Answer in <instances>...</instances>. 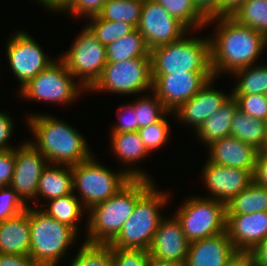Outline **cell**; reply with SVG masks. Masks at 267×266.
Masks as SVG:
<instances>
[{
  "label": "cell",
  "mask_w": 267,
  "mask_h": 266,
  "mask_svg": "<svg viewBox=\"0 0 267 266\" xmlns=\"http://www.w3.org/2000/svg\"><path fill=\"white\" fill-rule=\"evenodd\" d=\"M210 24H213L209 37L214 77L232 75L237 70L261 63L260 57L262 59L266 51L264 34L238 23L231 16L210 19L206 27H211Z\"/></svg>",
  "instance_id": "6da1fadb"
},
{
  "label": "cell",
  "mask_w": 267,
  "mask_h": 266,
  "mask_svg": "<svg viewBox=\"0 0 267 266\" xmlns=\"http://www.w3.org/2000/svg\"><path fill=\"white\" fill-rule=\"evenodd\" d=\"M26 115V126L33 138L27 140L44 155L48 164L73 166L94 155L87 139L69 122L47 113Z\"/></svg>",
  "instance_id": "7a4b0ae2"
},
{
  "label": "cell",
  "mask_w": 267,
  "mask_h": 266,
  "mask_svg": "<svg viewBox=\"0 0 267 266\" xmlns=\"http://www.w3.org/2000/svg\"><path fill=\"white\" fill-rule=\"evenodd\" d=\"M155 182L148 179H131L115 195L92 206L87 211L83 242L108 245L132 214L137 200Z\"/></svg>",
  "instance_id": "3957f363"
},
{
  "label": "cell",
  "mask_w": 267,
  "mask_h": 266,
  "mask_svg": "<svg viewBox=\"0 0 267 266\" xmlns=\"http://www.w3.org/2000/svg\"><path fill=\"white\" fill-rule=\"evenodd\" d=\"M155 182L136 202L132 214L123 224L118 235L108 244L120 249L149 250L158 228L162 210L169 206L172 195L160 189Z\"/></svg>",
  "instance_id": "277c9868"
},
{
  "label": "cell",
  "mask_w": 267,
  "mask_h": 266,
  "mask_svg": "<svg viewBox=\"0 0 267 266\" xmlns=\"http://www.w3.org/2000/svg\"><path fill=\"white\" fill-rule=\"evenodd\" d=\"M29 223V256L40 266H58L63 263V260L69 258L72 246L80 239L72 227L59 222L32 204L29 205Z\"/></svg>",
  "instance_id": "5b68a950"
},
{
  "label": "cell",
  "mask_w": 267,
  "mask_h": 266,
  "mask_svg": "<svg viewBox=\"0 0 267 266\" xmlns=\"http://www.w3.org/2000/svg\"><path fill=\"white\" fill-rule=\"evenodd\" d=\"M194 33L197 31H189L175 42L151 49V74L212 72L210 34L191 37Z\"/></svg>",
  "instance_id": "8992f818"
},
{
  "label": "cell",
  "mask_w": 267,
  "mask_h": 266,
  "mask_svg": "<svg viewBox=\"0 0 267 266\" xmlns=\"http://www.w3.org/2000/svg\"><path fill=\"white\" fill-rule=\"evenodd\" d=\"M98 159L93 155L88 160L71 166L73 193L87 210L115 195L131 180L121 168L111 170Z\"/></svg>",
  "instance_id": "52a82bcc"
},
{
  "label": "cell",
  "mask_w": 267,
  "mask_h": 266,
  "mask_svg": "<svg viewBox=\"0 0 267 266\" xmlns=\"http://www.w3.org/2000/svg\"><path fill=\"white\" fill-rule=\"evenodd\" d=\"M86 92L85 88L68 71L64 62L58 57L46 69L39 72L19 91L24 101H38L53 105H66L78 101V96ZM69 105V106H67Z\"/></svg>",
  "instance_id": "ba28073f"
},
{
  "label": "cell",
  "mask_w": 267,
  "mask_h": 266,
  "mask_svg": "<svg viewBox=\"0 0 267 266\" xmlns=\"http://www.w3.org/2000/svg\"><path fill=\"white\" fill-rule=\"evenodd\" d=\"M152 91L151 58H130L123 62L107 63L100 78L87 93H114L136 96Z\"/></svg>",
  "instance_id": "9c48e42d"
},
{
  "label": "cell",
  "mask_w": 267,
  "mask_h": 266,
  "mask_svg": "<svg viewBox=\"0 0 267 266\" xmlns=\"http://www.w3.org/2000/svg\"><path fill=\"white\" fill-rule=\"evenodd\" d=\"M202 196L186 198L174 212L190 243L226 231V204Z\"/></svg>",
  "instance_id": "30bf717a"
},
{
  "label": "cell",
  "mask_w": 267,
  "mask_h": 266,
  "mask_svg": "<svg viewBox=\"0 0 267 266\" xmlns=\"http://www.w3.org/2000/svg\"><path fill=\"white\" fill-rule=\"evenodd\" d=\"M81 29L68 50L58 56L73 77L88 91L100 78L107 64L106 46L99 42L87 25Z\"/></svg>",
  "instance_id": "8fae6325"
},
{
  "label": "cell",
  "mask_w": 267,
  "mask_h": 266,
  "mask_svg": "<svg viewBox=\"0 0 267 266\" xmlns=\"http://www.w3.org/2000/svg\"><path fill=\"white\" fill-rule=\"evenodd\" d=\"M6 40V63H8L16 80L18 91L32 80L39 72L46 69L57 57H49L37 39L26 30H15Z\"/></svg>",
  "instance_id": "7c38bea8"
},
{
  "label": "cell",
  "mask_w": 267,
  "mask_h": 266,
  "mask_svg": "<svg viewBox=\"0 0 267 266\" xmlns=\"http://www.w3.org/2000/svg\"><path fill=\"white\" fill-rule=\"evenodd\" d=\"M151 76L152 92L171 112L191 99L214 77L213 72H179Z\"/></svg>",
  "instance_id": "4fadbf2b"
},
{
  "label": "cell",
  "mask_w": 267,
  "mask_h": 266,
  "mask_svg": "<svg viewBox=\"0 0 267 266\" xmlns=\"http://www.w3.org/2000/svg\"><path fill=\"white\" fill-rule=\"evenodd\" d=\"M137 30L148 48L169 44L181 39L189 30L173 18L154 0H144Z\"/></svg>",
  "instance_id": "5bb4252c"
},
{
  "label": "cell",
  "mask_w": 267,
  "mask_h": 266,
  "mask_svg": "<svg viewBox=\"0 0 267 266\" xmlns=\"http://www.w3.org/2000/svg\"><path fill=\"white\" fill-rule=\"evenodd\" d=\"M14 152L15 168L10 187L29 206V203H33L36 199L39 179L48 162L26 139L14 148Z\"/></svg>",
  "instance_id": "9a60e30c"
},
{
  "label": "cell",
  "mask_w": 267,
  "mask_h": 266,
  "mask_svg": "<svg viewBox=\"0 0 267 266\" xmlns=\"http://www.w3.org/2000/svg\"><path fill=\"white\" fill-rule=\"evenodd\" d=\"M202 185L208 192L203 197L212 198L226 205L253 182L252 173L241 168L226 167L205 160L200 171Z\"/></svg>",
  "instance_id": "2e32d148"
},
{
  "label": "cell",
  "mask_w": 267,
  "mask_h": 266,
  "mask_svg": "<svg viewBox=\"0 0 267 266\" xmlns=\"http://www.w3.org/2000/svg\"><path fill=\"white\" fill-rule=\"evenodd\" d=\"M217 77H212L187 102L180 105L173 113L174 118L179 124L192 127V131L195 133L201 124L206 121L210 115L220 109V107L232 96L231 90L228 93L223 89H216Z\"/></svg>",
  "instance_id": "e0dca14e"
},
{
  "label": "cell",
  "mask_w": 267,
  "mask_h": 266,
  "mask_svg": "<svg viewBox=\"0 0 267 266\" xmlns=\"http://www.w3.org/2000/svg\"><path fill=\"white\" fill-rule=\"evenodd\" d=\"M189 244L177 217L166 214L158 225L148 252L154 259L185 262Z\"/></svg>",
  "instance_id": "ac0fdd59"
},
{
  "label": "cell",
  "mask_w": 267,
  "mask_h": 266,
  "mask_svg": "<svg viewBox=\"0 0 267 266\" xmlns=\"http://www.w3.org/2000/svg\"><path fill=\"white\" fill-rule=\"evenodd\" d=\"M226 233L237 252H251L267 236V211L226 215Z\"/></svg>",
  "instance_id": "d6986e66"
},
{
  "label": "cell",
  "mask_w": 267,
  "mask_h": 266,
  "mask_svg": "<svg viewBox=\"0 0 267 266\" xmlns=\"http://www.w3.org/2000/svg\"><path fill=\"white\" fill-rule=\"evenodd\" d=\"M109 142L111 145L109 151L119 160V163L121 162V165L124 166H121V169L131 179L157 181L144 168L142 169V166H137V162L139 164L140 160L142 161L150 156L138 131L110 134Z\"/></svg>",
  "instance_id": "ffe728a7"
},
{
  "label": "cell",
  "mask_w": 267,
  "mask_h": 266,
  "mask_svg": "<svg viewBox=\"0 0 267 266\" xmlns=\"http://www.w3.org/2000/svg\"><path fill=\"white\" fill-rule=\"evenodd\" d=\"M207 160L211 163L232 168L248 170L253 174L258 150L253 146L235 138L226 136L206 147Z\"/></svg>",
  "instance_id": "44dd1931"
},
{
  "label": "cell",
  "mask_w": 267,
  "mask_h": 266,
  "mask_svg": "<svg viewBox=\"0 0 267 266\" xmlns=\"http://www.w3.org/2000/svg\"><path fill=\"white\" fill-rule=\"evenodd\" d=\"M238 252L226 231L189 244L186 266H224Z\"/></svg>",
  "instance_id": "7402d4cb"
},
{
  "label": "cell",
  "mask_w": 267,
  "mask_h": 266,
  "mask_svg": "<svg viewBox=\"0 0 267 266\" xmlns=\"http://www.w3.org/2000/svg\"><path fill=\"white\" fill-rule=\"evenodd\" d=\"M71 193H73L72 167L69 165L47 164L41 173L36 199L32 204L33 207H40L44 205L45 201ZM40 202L41 205H38Z\"/></svg>",
  "instance_id": "603a6c76"
},
{
  "label": "cell",
  "mask_w": 267,
  "mask_h": 266,
  "mask_svg": "<svg viewBox=\"0 0 267 266\" xmlns=\"http://www.w3.org/2000/svg\"><path fill=\"white\" fill-rule=\"evenodd\" d=\"M29 206L18 216L0 222V253L29 255Z\"/></svg>",
  "instance_id": "cb8c5ba5"
},
{
  "label": "cell",
  "mask_w": 267,
  "mask_h": 266,
  "mask_svg": "<svg viewBox=\"0 0 267 266\" xmlns=\"http://www.w3.org/2000/svg\"><path fill=\"white\" fill-rule=\"evenodd\" d=\"M237 109V102L234 97L231 96L220 109L210 115L194 133L197 142L199 141L207 147L216 140L229 136L233 115Z\"/></svg>",
  "instance_id": "d4e9b609"
},
{
  "label": "cell",
  "mask_w": 267,
  "mask_h": 266,
  "mask_svg": "<svg viewBox=\"0 0 267 266\" xmlns=\"http://www.w3.org/2000/svg\"><path fill=\"white\" fill-rule=\"evenodd\" d=\"M40 208L59 222L72 227L79 235L81 233L79 221L81 218L85 219L83 216L88 214V210L74 193L49 200Z\"/></svg>",
  "instance_id": "484cf974"
},
{
  "label": "cell",
  "mask_w": 267,
  "mask_h": 266,
  "mask_svg": "<svg viewBox=\"0 0 267 266\" xmlns=\"http://www.w3.org/2000/svg\"><path fill=\"white\" fill-rule=\"evenodd\" d=\"M106 56L107 63L123 62L130 58L150 57V49L135 28L131 33L106 46Z\"/></svg>",
  "instance_id": "4316f807"
},
{
  "label": "cell",
  "mask_w": 267,
  "mask_h": 266,
  "mask_svg": "<svg viewBox=\"0 0 267 266\" xmlns=\"http://www.w3.org/2000/svg\"><path fill=\"white\" fill-rule=\"evenodd\" d=\"M232 75L231 79L236 80L232 95L264 94L267 90V62L237 70Z\"/></svg>",
  "instance_id": "83f0119b"
},
{
  "label": "cell",
  "mask_w": 267,
  "mask_h": 266,
  "mask_svg": "<svg viewBox=\"0 0 267 266\" xmlns=\"http://www.w3.org/2000/svg\"><path fill=\"white\" fill-rule=\"evenodd\" d=\"M230 135L253 146L259 152L264 151L265 121L252 118L237 109L233 115Z\"/></svg>",
  "instance_id": "f1b7e54d"
},
{
  "label": "cell",
  "mask_w": 267,
  "mask_h": 266,
  "mask_svg": "<svg viewBox=\"0 0 267 266\" xmlns=\"http://www.w3.org/2000/svg\"><path fill=\"white\" fill-rule=\"evenodd\" d=\"M226 215L267 211V188L252 182L226 205Z\"/></svg>",
  "instance_id": "f546056e"
},
{
  "label": "cell",
  "mask_w": 267,
  "mask_h": 266,
  "mask_svg": "<svg viewBox=\"0 0 267 266\" xmlns=\"http://www.w3.org/2000/svg\"><path fill=\"white\" fill-rule=\"evenodd\" d=\"M173 18L180 21L189 31H200L207 20L194 7L192 0H154Z\"/></svg>",
  "instance_id": "4dcf8cb0"
},
{
  "label": "cell",
  "mask_w": 267,
  "mask_h": 266,
  "mask_svg": "<svg viewBox=\"0 0 267 266\" xmlns=\"http://www.w3.org/2000/svg\"><path fill=\"white\" fill-rule=\"evenodd\" d=\"M143 1L141 0H108L104 3L98 16L103 20L124 21L137 28Z\"/></svg>",
  "instance_id": "1f68e13d"
},
{
  "label": "cell",
  "mask_w": 267,
  "mask_h": 266,
  "mask_svg": "<svg viewBox=\"0 0 267 266\" xmlns=\"http://www.w3.org/2000/svg\"><path fill=\"white\" fill-rule=\"evenodd\" d=\"M230 16L238 23L267 35V0H246Z\"/></svg>",
  "instance_id": "d6a6232c"
},
{
  "label": "cell",
  "mask_w": 267,
  "mask_h": 266,
  "mask_svg": "<svg viewBox=\"0 0 267 266\" xmlns=\"http://www.w3.org/2000/svg\"><path fill=\"white\" fill-rule=\"evenodd\" d=\"M151 93L137 95L130 102L136 112V131L158 122L168 112L158 97L152 91Z\"/></svg>",
  "instance_id": "836d02e7"
},
{
  "label": "cell",
  "mask_w": 267,
  "mask_h": 266,
  "mask_svg": "<svg viewBox=\"0 0 267 266\" xmlns=\"http://www.w3.org/2000/svg\"><path fill=\"white\" fill-rule=\"evenodd\" d=\"M85 22L92 32L96 35L99 42L108 46L117 39L131 33L135 27L124 21L103 20L98 15L85 19Z\"/></svg>",
  "instance_id": "e575fe53"
},
{
  "label": "cell",
  "mask_w": 267,
  "mask_h": 266,
  "mask_svg": "<svg viewBox=\"0 0 267 266\" xmlns=\"http://www.w3.org/2000/svg\"><path fill=\"white\" fill-rule=\"evenodd\" d=\"M68 266H113L111 247L82 242Z\"/></svg>",
  "instance_id": "d590c367"
},
{
  "label": "cell",
  "mask_w": 267,
  "mask_h": 266,
  "mask_svg": "<svg viewBox=\"0 0 267 266\" xmlns=\"http://www.w3.org/2000/svg\"><path fill=\"white\" fill-rule=\"evenodd\" d=\"M169 116L174 118V113L168 111L158 122L138 129L142 142L150 154L169 144L168 141L172 136Z\"/></svg>",
  "instance_id": "8d00e7d4"
},
{
  "label": "cell",
  "mask_w": 267,
  "mask_h": 266,
  "mask_svg": "<svg viewBox=\"0 0 267 266\" xmlns=\"http://www.w3.org/2000/svg\"><path fill=\"white\" fill-rule=\"evenodd\" d=\"M27 207L10 186L0 187V222L18 216Z\"/></svg>",
  "instance_id": "74e56055"
},
{
  "label": "cell",
  "mask_w": 267,
  "mask_h": 266,
  "mask_svg": "<svg viewBox=\"0 0 267 266\" xmlns=\"http://www.w3.org/2000/svg\"><path fill=\"white\" fill-rule=\"evenodd\" d=\"M237 102L238 109L259 120L267 119V99L264 94L232 95Z\"/></svg>",
  "instance_id": "f35d334b"
},
{
  "label": "cell",
  "mask_w": 267,
  "mask_h": 266,
  "mask_svg": "<svg viewBox=\"0 0 267 266\" xmlns=\"http://www.w3.org/2000/svg\"><path fill=\"white\" fill-rule=\"evenodd\" d=\"M113 266H148L150 255L143 249H120L111 247Z\"/></svg>",
  "instance_id": "ab89813d"
},
{
  "label": "cell",
  "mask_w": 267,
  "mask_h": 266,
  "mask_svg": "<svg viewBox=\"0 0 267 266\" xmlns=\"http://www.w3.org/2000/svg\"><path fill=\"white\" fill-rule=\"evenodd\" d=\"M108 0H69L66 7L61 12L73 18L84 19L98 15Z\"/></svg>",
  "instance_id": "60d3db41"
},
{
  "label": "cell",
  "mask_w": 267,
  "mask_h": 266,
  "mask_svg": "<svg viewBox=\"0 0 267 266\" xmlns=\"http://www.w3.org/2000/svg\"><path fill=\"white\" fill-rule=\"evenodd\" d=\"M116 114L119 121L114 122L109 134L136 131V112L130 102L118 105Z\"/></svg>",
  "instance_id": "b9f144b4"
},
{
  "label": "cell",
  "mask_w": 267,
  "mask_h": 266,
  "mask_svg": "<svg viewBox=\"0 0 267 266\" xmlns=\"http://www.w3.org/2000/svg\"><path fill=\"white\" fill-rule=\"evenodd\" d=\"M14 117H11L8 111L3 112L0 110V151L14 149L16 146L12 145L10 141L14 135Z\"/></svg>",
  "instance_id": "7bdbcfd3"
},
{
  "label": "cell",
  "mask_w": 267,
  "mask_h": 266,
  "mask_svg": "<svg viewBox=\"0 0 267 266\" xmlns=\"http://www.w3.org/2000/svg\"><path fill=\"white\" fill-rule=\"evenodd\" d=\"M15 168L14 149L0 151V187L10 186Z\"/></svg>",
  "instance_id": "ee69618b"
},
{
  "label": "cell",
  "mask_w": 267,
  "mask_h": 266,
  "mask_svg": "<svg viewBox=\"0 0 267 266\" xmlns=\"http://www.w3.org/2000/svg\"><path fill=\"white\" fill-rule=\"evenodd\" d=\"M192 2L207 21L220 17V0H192Z\"/></svg>",
  "instance_id": "f6af8a7d"
},
{
  "label": "cell",
  "mask_w": 267,
  "mask_h": 266,
  "mask_svg": "<svg viewBox=\"0 0 267 266\" xmlns=\"http://www.w3.org/2000/svg\"><path fill=\"white\" fill-rule=\"evenodd\" d=\"M252 177L255 184L267 188V152H258Z\"/></svg>",
  "instance_id": "bcb514c9"
},
{
  "label": "cell",
  "mask_w": 267,
  "mask_h": 266,
  "mask_svg": "<svg viewBox=\"0 0 267 266\" xmlns=\"http://www.w3.org/2000/svg\"><path fill=\"white\" fill-rule=\"evenodd\" d=\"M0 266H40L29 255L0 253Z\"/></svg>",
  "instance_id": "7dc6e473"
},
{
  "label": "cell",
  "mask_w": 267,
  "mask_h": 266,
  "mask_svg": "<svg viewBox=\"0 0 267 266\" xmlns=\"http://www.w3.org/2000/svg\"><path fill=\"white\" fill-rule=\"evenodd\" d=\"M252 266H267V236L251 251Z\"/></svg>",
  "instance_id": "c3c4849f"
},
{
  "label": "cell",
  "mask_w": 267,
  "mask_h": 266,
  "mask_svg": "<svg viewBox=\"0 0 267 266\" xmlns=\"http://www.w3.org/2000/svg\"><path fill=\"white\" fill-rule=\"evenodd\" d=\"M246 0H220V17L230 16L236 11Z\"/></svg>",
  "instance_id": "681fc988"
},
{
  "label": "cell",
  "mask_w": 267,
  "mask_h": 266,
  "mask_svg": "<svg viewBox=\"0 0 267 266\" xmlns=\"http://www.w3.org/2000/svg\"><path fill=\"white\" fill-rule=\"evenodd\" d=\"M224 266H252L251 257L249 255V253H240V252H238Z\"/></svg>",
  "instance_id": "f907efd6"
},
{
  "label": "cell",
  "mask_w": 267,
  "mask_h": 266,
  "mask_svg": "<svg viewBox=\"0 0 267 266\" xmlns=\"http://www.w3.org/2000/svg\"><path fill=\"white\" fill-rule=\"evenodd\" d=\"M148 266H186V264L180 261L159 260L150 257Z\"/></svg>",
  "instance_id": "816d5d0a"
},
{
  "label": "cell",
  "mask_w": 267,
  "mask_h": 266,
  "mask_svg": "<svg viewBox=\"0 0 267 266\" xmlns=\"http://www.w3.org/2000/svg\"><path fill=\"white\" fill-rule=\"evenodd\" d=\"M264 151L267 152V119L265 120Z\"/></svg>",
  "instance_id": "f5cc1de1"
},
{
  "label": "cell",
  "mask_w": 267,
  "mask_h": 266,
  "mask_svg": "<svg viewBox=\"0 0 267 266\" xmlns=\"http://www.w3.org/2000/svg\"><path fill=\"white\" fill-rule=\"evenodd\" d=\"M265 43H266V49H267V35L265 36Z\"/></svg>",
  "instance_id": "db71d44e"
},
{
  "label": "cell",
  "mask_w": 267,
  "mask_h": 266,
  "mask_svg": "<svg viewBox=\"0 0 267 266\" xmlns=\"http://www.w3.org/2000/svg\"><path fill=\"white\" fill-rule=\"evenodd\" d=\"M264 96L266 97V99H267V90L265 91V93H264Z\"/></svg>",
  "instance_id": "11a10c76"
}]
</instances>
